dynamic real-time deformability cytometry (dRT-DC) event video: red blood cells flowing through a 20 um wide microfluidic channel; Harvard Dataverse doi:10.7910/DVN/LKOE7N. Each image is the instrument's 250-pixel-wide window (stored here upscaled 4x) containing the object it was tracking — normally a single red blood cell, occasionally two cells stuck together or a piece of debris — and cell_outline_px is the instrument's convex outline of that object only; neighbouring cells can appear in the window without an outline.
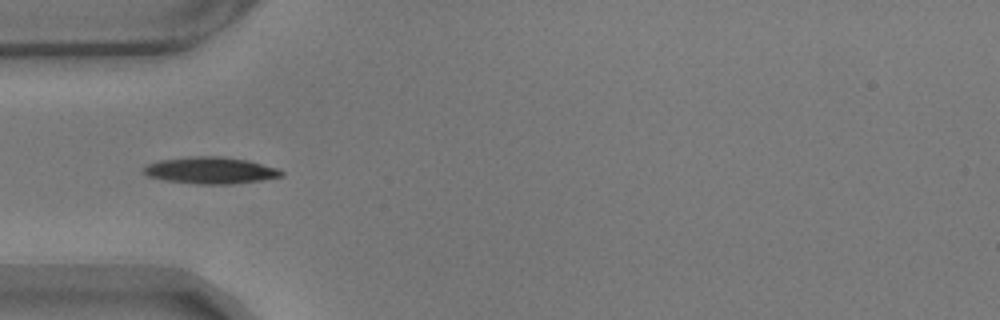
{"species": "common noctule bat (a hibernating species)", "species_latin": "Nyctalus noctula", "temperature_condition": "warm", "stored_images_in_passage": 15, "camera_frame_rate_fps": 3000, "um_per_image_px": 0.085, "animal": {"sex": "male", "body_mass_g": 17.9}, "frame": {"image": 1, "passage_image": 3, "time_ms": 0.667, "image_size_px": [1000, 320], "cell_outline_px": [[284, 176], [260, 180], [228, 184], [196, 184], [164, 180], [148, 176], [144, 172], [144, 168], [148, 164], [160, 160], [196, 156], [220, 156], [248, 160], [280, 168], [284, 172]], "centroid_in_image_um": [17.95, 14.48], "position_along_channel_um": 67.1, "area_um2": 21.39}}